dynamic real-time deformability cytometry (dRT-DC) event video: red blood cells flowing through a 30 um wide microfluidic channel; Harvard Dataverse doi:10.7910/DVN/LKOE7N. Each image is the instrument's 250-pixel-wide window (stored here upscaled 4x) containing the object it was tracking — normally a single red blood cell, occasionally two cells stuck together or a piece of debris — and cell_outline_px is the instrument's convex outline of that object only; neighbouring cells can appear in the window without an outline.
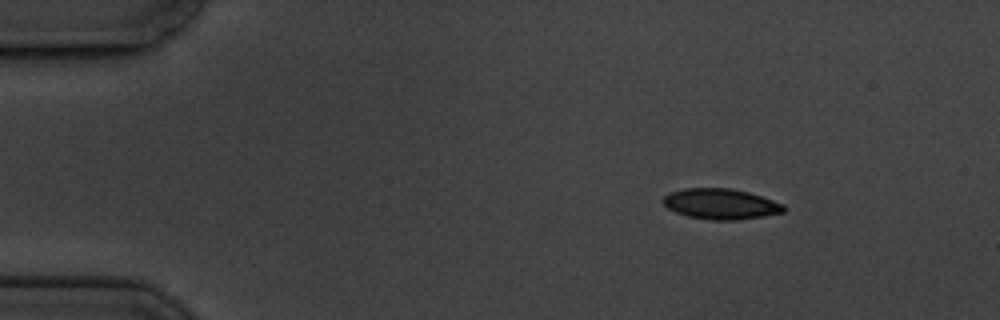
{"species": "common noctule bat (a hibernating species)", "species_latin": "Nyctalus noctula", "temperature_condition": "cold", "stored_images_in_passage": 9, "camera_frame_rate_fps": 3000, "um_per_image_px": 0.085, "animal": {"sex": "male", "body_mass_g": 19.5, "forearm_length_mm": 54.6}, "frame": {"image": 1, "passage_image": 1, "time_ms": 0.0, "image_size_px": [1000, 320], "cell_outline_px": [[784, 212], [764, 216], [736, 220], [712, 220], [688, 216], [676, 212], [668, 208], [660, 200], [668, 192], [684, 188], [732, 188], [748, 192], [784, 204]], "centroid_in_image_um": [61.23, 17.33], "position_along_channel_um": 23.8, "area_um2": 21.5}}
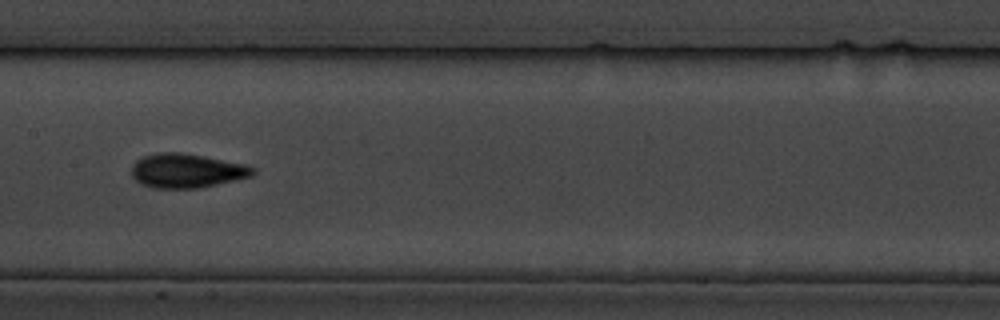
{"frame": {"image": 2, "passage_image": 7, "time_ms": 7.0, "image_size_px": [1000, 320], "cell_outline_px": [[256, 172], [252, 176], [236, 180], [200, 188], [152, 188], [136, 180], [132, 176], [132, 164], [136, 160], [144, 156], [160, 152], [176, 152], [204, 156], [244, 164], [256, 168]], "centroid_in_image_um": [15.89, 14.51], "position_along_channel_um": 191.5, "area_um2": 24.1}}
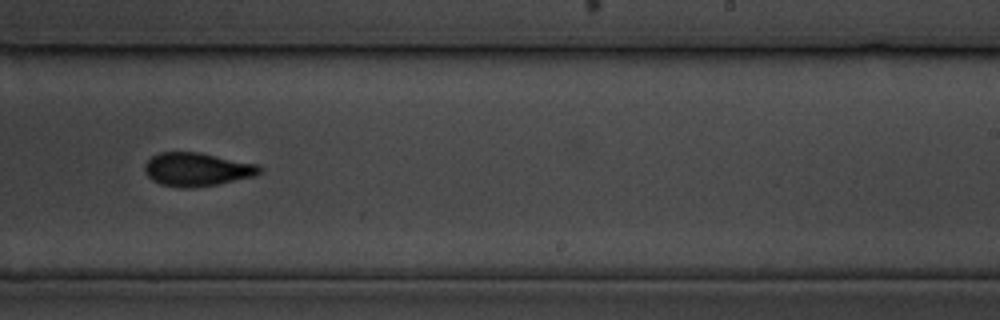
{"frame": {"image": 3, "passage_image": 9, "time_ms": 9.333, "image_size_px": [1000, 320], "cell_outline_px": [[264, 168], [256, 176], [216, 184], [192, 188], [180, 188], [160, 184], [152, 180], [148, 176], [144, 168], [144, 164], [152, 156], [160, 152], [200, 152], [256, 164]], "centroid_in_image_um": [16.74, 14.4], "position_along_channel_um": 272.3, "area_um2": 22.43}}